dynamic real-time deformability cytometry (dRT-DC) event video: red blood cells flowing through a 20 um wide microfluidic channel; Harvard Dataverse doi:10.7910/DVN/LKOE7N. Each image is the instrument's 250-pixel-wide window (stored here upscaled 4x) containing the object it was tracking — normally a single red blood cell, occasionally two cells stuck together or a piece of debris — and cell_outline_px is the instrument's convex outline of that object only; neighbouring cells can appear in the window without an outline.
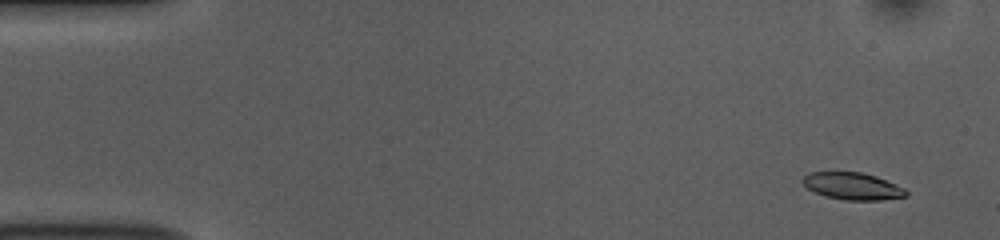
{"species": "common noctule bat (a hibernating species)", "species_latin": "Nyctalus noctula", "temperature_condition": "room temperature", "stored_images_in_passage": 54, "camera_frame_rate_fps": 3000, "um_per_image_px": 0.085, "animal": {"sex": "female", "body_mass_g": 10.0, "forearm_length_mm": 53.1}, "frame": {"image": 1, "passage_image": 4, "time_ms": 1.0, "image_size_px": [1000, 240], "cell_outline_px": [[908, 196], [880, 200], [844, 200], [824, 196], [808, 188], [800, 180], [808, 172], [860, 172], [876, 176], [896, 184], [904, 188], [908, 192]], "centroid_in_image_um": [72.47, 15.82], "position_along_channel_um": 12.5, "area_um2": 16.36}}
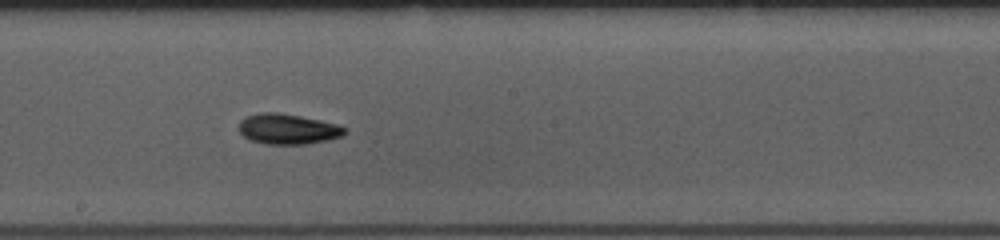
{"frame": {"image": 2, "passage_image": 30, "time_ms": 9.667, "image_size_px": [1000, 240], "cell_outline_px": [[348, 132], [344, 136], [328, 140], [308, 144], [264, 144], [248, 140], [240, 132], [240, 120], [244, 116], [260, 112], [276, 112], [300, 116], [320, 120], [336, 124], [348, 128]], "centroid_in_image_um": [24.48, 10.97], "position_along_channel_um": 223.7, "area_um2": 19.02}}
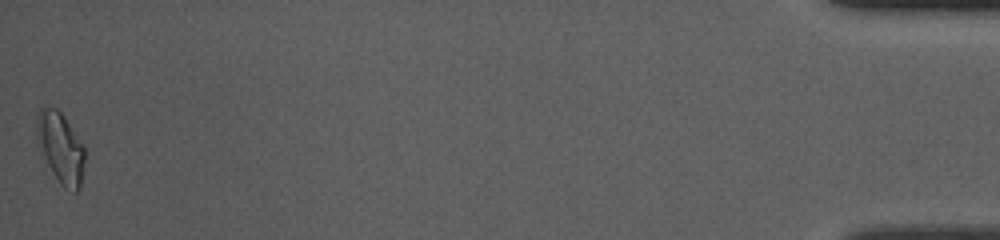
{"frame": {"image": 3, "passage_image": 54, "time_ms": 17.667, "image_size_px": [1000, 240], "cell_outline_px": [[84, 160], [80, 188], [76, 192], [64, 188], [60, 184], [52, 172], [36, 144], [36, 112], [44, 104], [48, 104], [56, 108], [64, 116], [84, 144]], "centroid_in_image_um": [5.11, 12.49], "position_along_channel_um": 430.1, "area_um2": 20.29}, "authors_computed_cell_mechanics": {"area_um2": 17.3978, "velocity_mm_per_s": 3.7573, "shape_relaxation_time_tau1_ms": 4.5058, "shape_relaxation_time_tau2_ms": null, "deformation_change_tau1": 0.1502, "deformation_change_tau2": null}}